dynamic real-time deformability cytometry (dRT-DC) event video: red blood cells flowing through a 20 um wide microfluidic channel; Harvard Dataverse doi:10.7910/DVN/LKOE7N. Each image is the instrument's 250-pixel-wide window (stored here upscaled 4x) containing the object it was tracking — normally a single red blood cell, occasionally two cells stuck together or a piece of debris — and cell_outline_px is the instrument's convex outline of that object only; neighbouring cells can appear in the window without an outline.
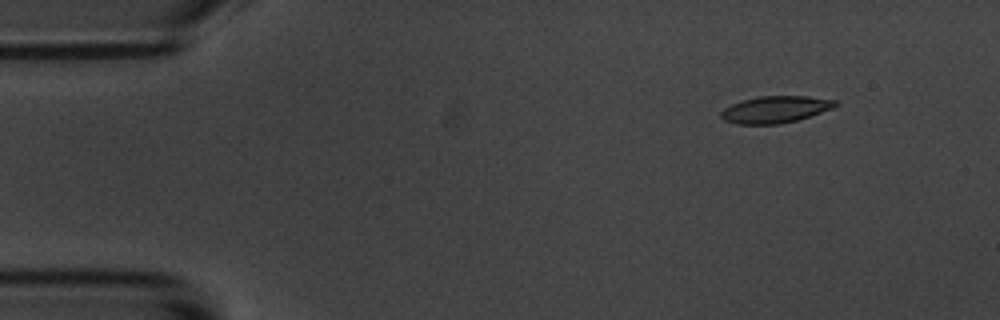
{"species": "common noctule bat (a hibernating species)", "species_latin": "Nyctalus noctula", "temperature_condition": "room temperature", "stored_images_in_passage": 5, "camera_frame_rate_fps": 3000, "um_per_image_px": 0.085, "animal": {"sex": "male", "body_mass_g": 20.1, "forearm_length_mm": 53.5}, "frame": {"image": 1, "passage_image": 2, "time_ms": 1.333, "image_size_px": [1000, 320], "cell_outline_px": [[840, 104], [832, 108], [796, 120], [780, 124], [736, 124], [724, 120], [720, 116], [720, 112], [724, 108], [732, 104], [756, 96], [808, 96], [836, 100]], "centroid_in_image_um": [65.88, 9.3], "position_along_channel_um": 19.1, "area_um2": 17.8}}
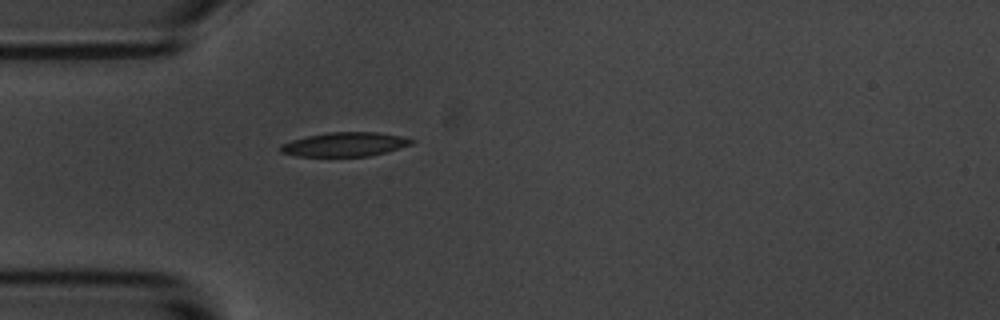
{"frame": {"image": 2, "passage_image": 5, "time_ms": 4.667, "image_size_px": [1000, 320], "cell_outline_px": [[416, 140], [412, 144], [384, 152], [368, 156], [296, 156], [280, 152], [280, 144], [292, 140], [308, 136], [328, 132], [376, 132], [400, 136]], "centroid_in_image_um": [29.28, 12.27], "position_along_channel_um": 55.7, "area_um2": 18.21}}